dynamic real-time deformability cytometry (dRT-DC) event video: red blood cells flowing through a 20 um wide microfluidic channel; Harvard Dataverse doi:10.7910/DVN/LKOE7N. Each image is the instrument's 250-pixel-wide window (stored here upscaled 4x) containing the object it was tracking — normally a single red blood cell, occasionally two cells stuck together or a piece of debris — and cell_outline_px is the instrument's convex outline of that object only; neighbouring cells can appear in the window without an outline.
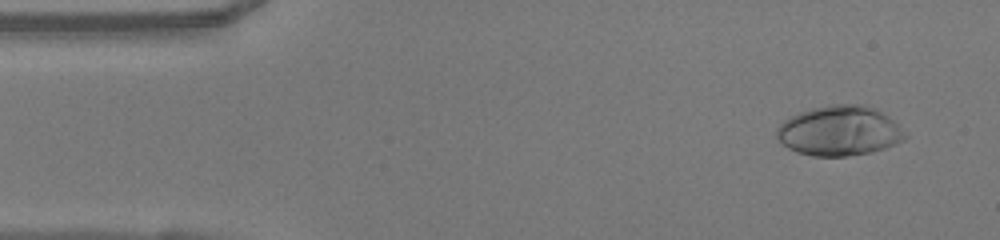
{"species": "human", "species_latin": "Homo sapiens", "temperature_condition": "warm", "stored_images_in_passage": 48, "camera_frame_rate_fps": 3000, "um_per_image_px": 0.085, "donor": {"sex": "female"}, "frame": {"image": 1, "passage_image": 3, "time_ms": 0.667, "image_size_px": [1000, 240], "cell_outline_px": [[908, 136], [904, 140], [896, 144], [872, 152], [848, 156], [812, 156], [796, 152], [788, 148], [776, 136], [776, 128], [784, 120], [800, 112], [812, 108], [832, 104], [860, 104], [876, 108], [888, 116], [908, 132]], "centroid_in_image_um": [71.39, 11.12], "position_along_channel_um": 13.6, "area_um2": 37.57}}
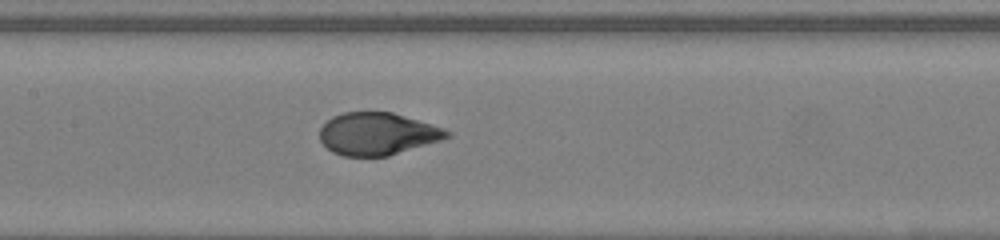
{"frame": {"image": 2, "passage_image": 22, "time_ms": 7.0, "image_size_px": [1000, 240], "cell_outline_px": [[452, 136], [440, 140], [388, 156], [344, 156], [332, 152], [320, 140], [320, 128], [332, 116], [344, 112], [392, 112], [444, 128], [452, 132]], "centroid_in_image_um": [32.08, 11.37], "position_along_channel_um": 175.3, "area_um2": 31.27}}
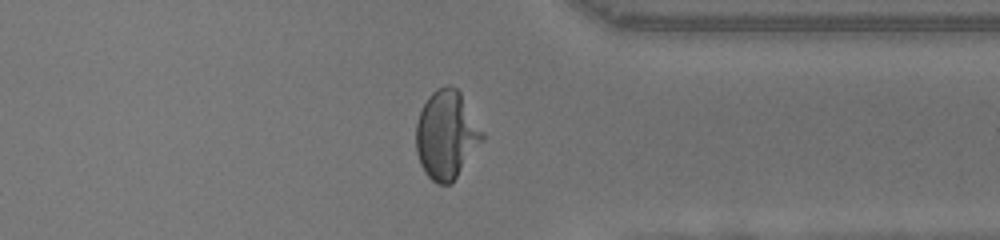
{"frame": {"image": 3, "passage_image": 37, "time_ms": 12.0, "image_size_px": [1000, 240], "cell_outline_px": [[484, 140], [456, 176], [448, 184], [436, 184], [424, 172], [420, 164], [416, 152], [416, 124], [420, 112], [428, 96], [436, 88], [456, 88], [460, 92], [484, 132]], "centroid_in_image_um": [37.94, 11.47], "position_along_channel_um": 373.5, "area_um2": 33.7}, "authors_computed_cell_mechanics": {"area_um2": 33.0038, "velocity_mm_per_s": 4.0952, "shape_relaxation_time_tau1_ms": 4.2381, "shape_relaxation_time_tau2_ms": null, "deformation_change_tau1": 0.2378, "deformation_change_tau2": null}}